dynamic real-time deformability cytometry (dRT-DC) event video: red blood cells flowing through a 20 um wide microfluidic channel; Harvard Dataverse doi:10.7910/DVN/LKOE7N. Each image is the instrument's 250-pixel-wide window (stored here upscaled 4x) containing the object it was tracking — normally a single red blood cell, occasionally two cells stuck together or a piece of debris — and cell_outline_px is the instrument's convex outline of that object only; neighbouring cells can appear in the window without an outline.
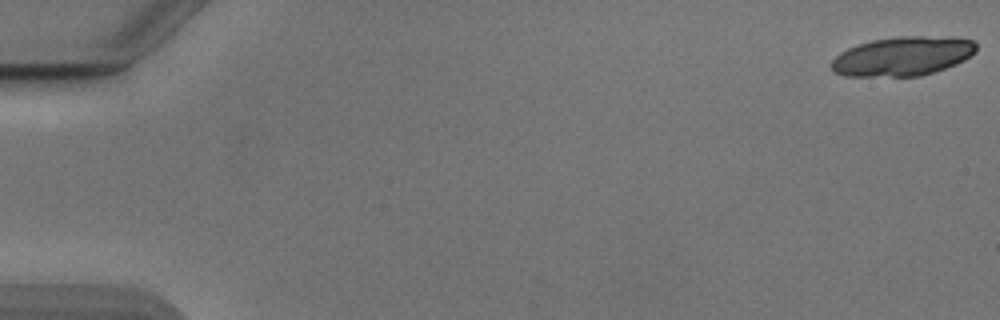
{"species": "Egyptian fruit bat (a non-hibernating species)", "species_latin": "Rousettus aegyptiacus", "temperature_condition": "cold", "stored_images_in_passage": 20, "camera_frame_rate_fps": 3000, "um_per_image_px": 0.085, "animal": {"sex": "male"}, "frame": {"image": 1, "passage_image": 1, "time_ms": 0.0, "image_size_px": [1000, 320], "cell_outline_px": [[976, 52], [964, 60], [956, 64], [920, 76], [844, 76], [836, 72], [832, 68], [832, 60], [840, 52], [848, 48], [872, 40], [900, 36], [956, 36], [972, 40], [976, 44]], "centroid_in_image_um": [76.76, 4.76], "position_along_channel_um": 8.2, "area_um2": 33.06}}